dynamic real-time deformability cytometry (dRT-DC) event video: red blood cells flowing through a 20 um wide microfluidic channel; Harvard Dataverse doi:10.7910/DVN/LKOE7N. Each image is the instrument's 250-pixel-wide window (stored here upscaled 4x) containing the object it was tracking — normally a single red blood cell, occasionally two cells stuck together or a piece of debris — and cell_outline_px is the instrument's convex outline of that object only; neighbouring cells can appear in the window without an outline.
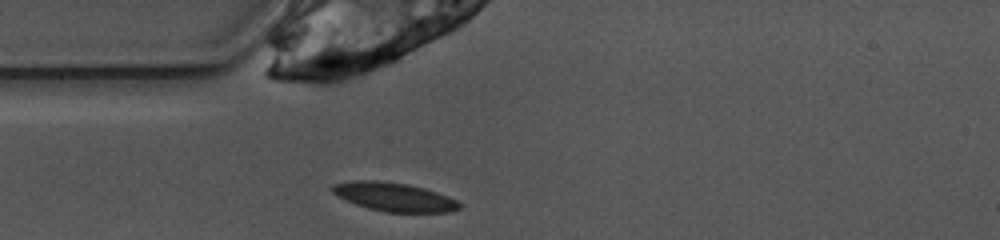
{"species": "common noctule bat (a hibernating species)", "species_latin": "Nyctalus noctula", "temperature_condition": "warm", "stored_images_in_passage": 39, "camera_frame_rate_fps": 3000, "um_per_image_px": 0.085, "animal": {"sex": "female", "body_mass_g": 10.0, "forearm_length_mm": 53.1}, "frame": {"image": 1, "passage_image": 1, "time_ms": 0.0, "image_size_px": [1000, 240], "cell_outline_px": [[460, 208], [452, 212], [384, 212], [368, 208], [344, 200], [336, 196], [328, 188], [332, 184], [352, 180], [376, 180], [408, 184], [424, 188], [436, 192], [456, 200], [460, 204]], "centroid_in_image_um": [33.43, 16.73], "position_along_channel_um": 51.6, "area_um2": 21.39}}
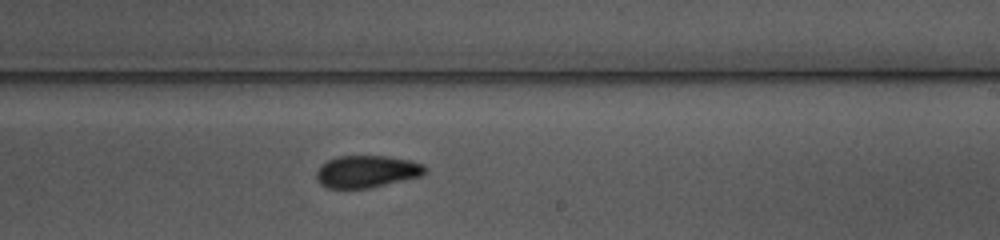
{"frame": {"image": 2, "passage_image": 17, "time_ms": 5.333, "image_size_px": [1000, 240], "cell_outline_px": [[428, 168], [420, 176], [372, 188], [328, 188], [320, 184], [316, 176], [316, 172], [320, 164], [336, 156], [388, 156], [408, 160], [424, 164]], "centroid_in_image_um": [31.16, 14.58], "position_along_channel_um": 257.8, "area_um2": 20.46}}
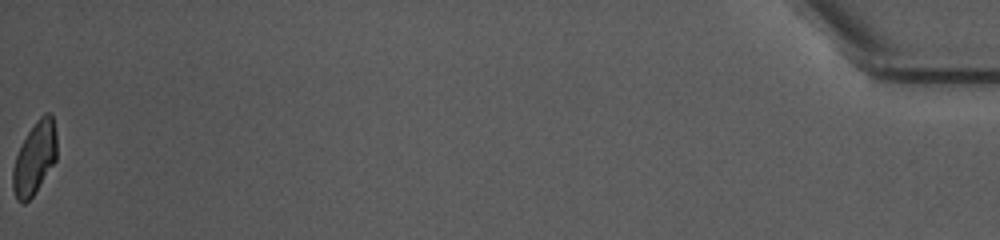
{"frame": {"image": 3, "passage_image": 39, "time_ms": 12.667, "image_size_px": [1000, 240], "cell_outline_px": [[56, 160], [32, 196], [24, 204], [20, 204], [16, 200], [12, 188], [12, 168], [20, 144], [36, 120], [44, 112], [52, 112], [56, 132]], "centroid_in_image_um": [2.92, 13.42], "position_along_channel_um": 432.3, "area_um2": 18.79}, "authors_computed_cell_mechanics": {"area_um2": 20.23, "velocity_mm_per_s": 3.8996, "shape_relaxation_time_tau1_ms": 6.5076, "shape_relaxation_time_tau2_ms": 2.6395, "deformation_change_tau1": 0.151, "deformation_change_tau2": 0.071}}